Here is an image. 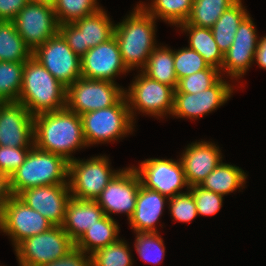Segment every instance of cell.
<instances>
[{"label": "cell", "mask_w": 266, "mask_h": 266, "mask_svg": "<svg viewBox=\"0 0 266 266\" xmlns=\"http://www.w3.org/2000/svg\"><path fill=\"white\" fill-rule=\"evenodd\" d=\"M69 162L62 156L45 152L33 146L25 161L10 177L12 195L38 186L69 184L66 181Z\"/></svg>", "instance_id": "cell-4"}, {"label": "cell", "mask_w": 266, "mask_h": 266, "mask_svg": "<svg viewBox=\"0 0 266 266\" xmlns=\"http://www.w3.org/2000/svg\"><path fill=\"white\" fill-rule=\"evenodd\" d=\"M155 20L139 4L131 15L115 25L114 36L123 62L129 70L139 66L143 69L156 48Z\"/></svg>", "instance_id": "cell-3"}, {"label": "cell", "mask_w": 266, "mask_h": 266, "mask_svg": "<svg viewBox=\"0 0 266 266\" xmlns=\"http://www.w3.org/2000/svg\"><path fill=\"white\" fill-rule=\"evenodd\" d=\"M114 31L115 25L103 9L72 23L59 25V33L72 51L80 57L91 48L112 38Z\"/></svg>", "instance_id": "cell-9"}, {"label": "cell", "mask_w": 266, "mask_h": 266, "mask_svg": "<svg viewBox=\"0 0 266 266\" xmlns=\"http://www.w3.org/2000/svg\"><path fill=\"white\" fill-rule=\"evenodd\" d=\"M219 147L210 142H194L188 145L180 158L188 187L201 182L222 161Z\"/></svg>", "instance_id": "cell-21"}, {"label": "cell", "mask_w": 266, "mask_h": 266, "mask_svg": "<svg viewBox=\"0 0 266 266\" xmlns=\"http://www.w3.org/2000/svg\"><path fill=\"white\" fill-rule=\"evenodd\" d=\"M32 2H40V3H48V4H53L55 0H30Z\"/></svg>", "instance_id": "cell-45"}, {"label": "cell", "mask_w": 266, "mask_h": 266, "mask_svg": "<svg viewBox=\"0 0 266 266\" xmlns=\"http://www.w3.org/2000/svg\"><path fill=\"white\" fill-rule=\"evenodd\" d=\"M91 266H131L132 259L127 244L121 239L94 251Z\"/></svg>", "instance_id": "cell-34"}, {"label": "cell", "mask_w": 266, "mask_h": 266, "mask_svg": "<svg viewBox=\"0 0 266 266\" xmlns=\"http://www.w3.org/2000/svg\"><path fill=\"white\" fill-rule=\"evenodd\" d=\"M105 216L95 200L70 198L65 209L64 222L61 225L67 235L76 242L82 234Z\"/></svg>", "instance_id": "cell-22"}, {"label": "cell", "mask_w": 266, "mask_h": 266, "mask_svg": "<svg viewBox=\"0 0 266 266\" xmlns=\"http://www.w3.org/2000/svg\"><path fill=\"white\" fill-rule=\"evenodd\" d=\"M238 0H194L185 23L211 28L219 17Z\"/></svg>", "instance_id": "cell-30"}, {"label": "cell", "mask_w": 266, "mask_h": 266, "mask_svg": "<svg viewBox=\"0 0 266 266\" xmlns=\"http://www.w3.org/2000/svg\"><path fill=\"white\" fill-rule=\"evenodd\" d=\"M245 174L239 167L221 161L199 186L224 196L245 184Z\"/></svg>", "instance_id": "cell-27"}, {"label": "cell", "mask_w": 266, "mask_h": 266, "mask_svg": "<svg viewBox=\"0 0 266 266\" xmlns=\"http://www.w3.org/2000/svg\"><path fill=\"white\" fill-rule=\"evenodd\" d=\"M220 78L210 88L196 94L174 93L172 115L198 118L223 105L231 96L233 87Z\"/></svg>", "instance_id": "cell-19"}, {"label": "cell", "mask_w": 266, "mask_h": 266, "mask_svg": "<svg viewBox=\"0 0 266 266\" xmlns=\"http://www.w3.org/2000/svg\"><path fill=\"white\" fill-rule=\"evenodd\" d=\"M166 196L140 184L136 206L129 224L135 233L157 232L155 223L162 214Z\"/></svg>", "instance_id": "cell-23"}, {"label": "cell", "mask_w": 266, "mask_h": 266, "mask_svg": "<svg viewBox=\"0 0 266 266\" xmlns=\"http://www.w3.org/2000/svg\"><path fill=\"white\" fill-rule=\"evenodd\" d=\"M32 51L17 32L13 21L0 22V61L26 62Z\"/></svg>", "instance_id": "cell-29"}, {"label": "cell", "mask_w": 266, "mask_h": 266, "mask_svg": "<svg viewBox=\"0 0 266 266\" xmlns=\"http://www.w3.org/2000/svg\"><path fill=\"white\" fill-rule=\"evenodd\" d=\"M150 79L177 88L178 79L174 68V51L167 47L155 48L150 54L147 65L140 70Z\"/></svg>", "instance_id": "cell-28"}, {"label": "cell", "mask_w": 266, "mask_h": 266, "mask_svg": "<svg viewBox=\"0 0 266 266\" xmlns=\"http://www.w3.org/2000/svg\"><path fill=\"white\" fill-rule=\"evenodd\" d=\"M31 148L0 146V172L10 178L25 161Z\"/></svg>", "instance_id": "cell-40"}, {"label": "cell", "mask_w": 266, "mask_h": 266, "mask_svg": "<svg viewBox=\"0 0 266 266\" xmlns=\"http://www.w3.org/2000/svg\"><path fill=\"white\" fill-rule=\"evenodd\" d=\"M30 0H0V20L13 21Z\"/></svg>", "instance_id": "cell-42"}, {"label": "cell", "mask_w": 266, "mask_h": 266, "mask_svg": "<svg viewBox=\"0 0 266 266\" xmlns=\"http://www.w3.org/2000/svg\"><path fill=\"white\" fill-rule=\"evenodd\" d=\"M53 226L38 211L14 195L0 213V230L12 238L15 247L24 239L46 232Z\"/></svg>", "instance_id": "cell-13"}, {"label": "cell", "mask_w": 266, "mask_h": 266, "mask_svg": "<svg viewBox=\"0 0 266 266\" xmlns=\"http://www.w3.org/2000/svg\"><path fill=\"white\" fill-rule=\"evenodd\" d=\"M179 26L190 34L189 48L198 52L210 67L221 71L224 55L215 42L211 28L199 27L189 23H182Z\"/></svg>", "instance_id": "cell-24"}, {"label": "cell", "mask_w": 266, "mask_h": 266, "mask_svg": "<svg viewBox=\"0 0 266 266\" xmlns=\"http://www.w3.org/2000/svg\"><path fill=\"white\" fill-rule=\"evenodd\" d=\"M208 67L204 58L189 47L174 51V68L178 81Z\"/></svg>", "instance_id": "cell-37"}, {"label": "cell", "mask_w": 266, "mask_h": 266, "mask_svg": "<svg viewBox=\"0 0 266 266\" xmlns=\"http://www.w3.org/2000/svg\"><path fill=\"white\" fill-rule=\"evenodd\" d=\"M252 18L249 14L239 24L232 45L224 54L221 67L236 79L242 77L254 61L258 39Z\"/></svg>", "instance_id": "cell-20"}, {"label": "cell", "mask_w": 266, "mask_h": 266, "mask_svg": "<svg viewBox=\"0 0 266 266\" xmlns=\"http://www.w3.org/2000/svg\"><path fill=\"white\" fill-rule=\"evenodd\" d=\"M106 80L80 77L67 87L66 108L79 116L115 105L125 90Z\"/></svg>", "instance_id": "cell-7"}, {"label": "cell", "mask_w": 266, "mask_h": 266, "mask_svg": "<svg viewBox=\"0 0 266 266\" xmlns=\"http://www.w3.org/2000/svg\"><path fill=\"white\" fill-rule=\"evenodd\" d=\"M84 253L74 247L65 256L42 266H91L90 256L87 257Z\"/></svg>", "instance_id": "cell-41"}, {"label": "cell", "mask_w": 266, "mask_h": 266, "mask_svg": "<svg viewBox=\"0 0 266 266\" xmlns=\"http://www.w3.org/2000/svg\"><path fill=\"white\" fill-rule=\"evenodd\" d=\"M32 57L66 87L82 77L81 57L72 51L59 32L36 48Z\"/></svg>", "instance_id": "cell-11"}, {"label": "cell", "mask_w": 266, "mask_h": 266, "mask_svg": "<svg viewBox=\"0 0 266 266\" xmlns=\"http://www.w3.org/2000/svg\"><path fill=\"white\" fill-rule=\"evenodd\" d=\"M0 146H34L33 115L22 103L0 102Z\"/></svg>", "instance_id": "cell-16"}, {"label": "cell", "mask_w": 266, "mask_h": 266, "mask_svg": "<svg viewBox=\"0 0 266 266\" xmlns=\"http://www.w3.org/2000/svg\"><path fill=\"white\" fill-rule=\"evenodd\" d=\"M135 241L136 251L143 260L153 264L162 261L165 247L157 232H139Z\"/></svg>", "instance_id": "cell-36"}, {"label": "cell", "mask_w": 266, "mask_h": 266, "mask_svg": "<svg viewBox=\"0 0 266 266\" xmlns=\"http://www.w3.org/2000/svg\"><path fill=\"white\" fill-rule=\"evenodd\" d=\"M67 87L32 56L25 62L18 98L34 116L66 108Z\"/></svg>", "instance_id": "cell-2"}, {"label": "cell", "mask_w": 266, "mask_h": 266, "mask_svg": "<svg viewBox=\"0 0 266 266\" xmlns=\"http://www.w3.org/2000/svg\"><path fill=\"white\" fill-rule=\"evenodd\" d=\"M34 146L42 151L58 154L68 162L71 152L87 146L81 117L67 108L33 116Z\"/></svg>", "instance_id": "cell-1"}, {"label": "cell", "mask_w": 266, "mask_h": 266, "mask_svg": "<svg viewBox=\"0 0 266 266\" xmlns=\"http://www.w3.org/2000/svg\"><path fill=\"white\" fill-rule=\"evenodd\" d=\"M13 22L32 52L59 32L55 11L48 3L29 1Z\"/></svg>", "instance_id": "cell-10"}, {"label": "cell", "mask_w": 266, "mask_h": 266, "mask_svg": "<svg viewBox=\"0 0 266 266\" xmlns=\"http://www.w3.org/2000/svg\"><path fill=\"white\" fill-rule=\"evenodd\" d=\"M108 159L103 156L87 161L73 159L69 161V187L72 198L96 200L102 190L119 172L111 170ZM71 177V178H70Z\"/></svg>", "instance_id": "cell-8"}, {"label": "cell", "mask_w": 266, "mask_h": 266, "mask_svg": "<svg viewBox=\"0 0 266 266\" xmlns=\"http://www.w3.org/2000/svg\"><path fill=\"white\" fill-rule=\"evenodd\" d=\"M17 197L54 226H61L71 194L69 184H55L28 188Z\"/></svg>", "instance_id": "cell-18"}, {"label": "cell", "mask_w": 266, "mask_h": 266, "mask_svg": "<svg viewBox=\"0 0 266 266\" xmlns=\"http://www.w3.org/2000/svg\"><path fill=\"white\" fill-rule=\"evenodd\" d=\"M193 2L194 0H153L150 7L142 3L140 5L155 19L160 17L172 25H181L188 19Z\"/></svg>", "instance_id": "cell-31"}, {"label": "cell", "mask_w": 266, "mask_h": 266, "mask_svg": "<svg viewBox=\"0 0 266 266\" xmlns=\"http://www.w3.org/2000/svg\"><path fill=\"white\" fill-rule=\"evenodd\" d=\"M12 196L10 178L6 174L0 172V213L4 205Z\"/></svg>", "instance_id": "cell-43"}, {"label": "cell", "mask_w": 266, "mask_h": 266, "mask_svg": "<svg viewBox=\"0 0 266 266\" xmlns=\"http://www.w3.org/2000/svg\"><path fill=\"white\" fill-rule=\"evenodd\" d=\"M80 117L87 146L117 140L130 133L134 126L125 95L111 107L84 113Z\"/></svg>", "instance_id": "cell-5"}, {"label": "cell", "mask_w": 266, "mask_h": 266, "mask_svg": "<svg viewBox=\"0 0 266 266\" xmlns=\"http://www.w3.org/2000/svg\"><path fill=\"white\" fill-rule=\"evenodd\" d=\"M248 15L241 0H238L219 17L211 27L215 42L224 55L233 43L239 24Z\"/></svg>", "instance_id": "cell-26"}, {"label": "cell", "mask_w": 266, "mask_h": 266, "mask_svg": "<svg viewBox=\"0 0 266 266\" xmlns=\"http://www.w3.org/2000/svg\"><path fill=\"white\" fill-rule=\"evenodd\" d=\"M221 71L208 67L205 70L198 71L192 75L186 76L178 81L174 93L196 94L213 86L220 78Z\"/></svg>", "instance_id": "cell-35"}, {"label": "cell", "mask_w": 266, "mask_h": 266, "mask_svg": "<svg viewBox=\"0 0 266 266\" xmlns=\"http://www.w3.org/2000/svg\"><path fill=\"white\" fill-rule=\"evenodd\" d=\"M188 189L194 197L198 215H214L222 207L223 195L206 190L199 185Z\"/></svg>", "instance_id": "cell-38"}, {"label": "cell", "mask_w": 266, "mask_h": 266, "mask_svg": "<svg viewBox=\"0 0 266 266\" xmlns=\"http://www.w3.org/2000/svg\"><path fill=\"white\" fill-rule=\"evenodd\" d=\"M140 184L134 167L119 170L95 201L108 217L111 213L125 212L129 220L135 210Z\"/></svg>", "instance_id": "cell-15"}, {"label": "cell", "mask_w": 266, "mask_h": 266, "mask_svg": "<svg viewBox=\"0 0 266 266\" xmlns=\"http://www.w3.org/2000/svg\"><path fill=\"white\" fill-rule=\"evenodd\" d=\"M134 170L142 186L157 191L168 199L181 194L182 187L189 188L181 160L146 159L141 162L139 169Z\"/></svg>", "instance_id": "cell-14"}, {"label": "cell", "mask_w": 266, "mask_h": 266, "mask_svg": "<svg viewBox=\"0 0 266 266\" xmlns=\"http://www.w3.org/2000/svg\"><path fill=\"white\" fill-rule=\"evenodd\" d=\"M119 226L112 217L105 215L89 227L75 242V247L90 255L118 240Z\"/></svg>", "instance_id": "cell-25"}, {"label": "cell", "mask_w": 266, "mask_h": 266, "mask_svg": "<svg viewBox=\"0 0 266 266\" xmlns=\"http://www.w3.org/2000/svg\"><path fill=\"white\" fill-rule=\"evenodd\" d=\"M124 95L128 102L132 120L134 119V108L155 117H161L167 113L172 114L174 89L171 86L150 79L143 72L135 78L129 91H125Z\"/></svg>", "instance_id": "cell-12"}, {"label": "cell", "mask_w": 266, "mask_h": 266, "mask_svg": "<svg viewBox=\"0 0 266 266\" xmlns=\"http://www.w3.org/2000/svg\"><path fill=\"white\" fill-rule=\"evenodd\" d=\"M25 62L0 61V102L18 101Z\"/></svg>", "instance_id": "cell-32"}, {"label": "cell", "mask_w": 266, "mask_h": 266, "mask_svg": "<svg viewBox=\"0 0 266 266\" xmlns=\"http://www.w3.org/2000/svg\"><path fill=\"white\" fill-rule=\"evenodd\" d=\"M52 6L59 25L72 23L101 9L96 0H55Z\"/></svg>", "instance_id": "cell-33"}, {"label": "cell", "mask_w": 266, "mask_h": 266, "mask_svg": "<svg viewBox=\"0 0 266 266\" xmlns=\"http://www.w3.org/2000/svg\"><path fill=\"white\" fill-rule=\"evenodd\" d=\"M75 242L62 226H53L46 232L28 237L16 247L20 266H42L65 256Z\"/></svg>", "instance_id": "cell-6"}, {"label": "cell", "mask_w": 266, "mask_h": 266, "mask_svg": "<svg viewBox=\"0 0 266 266\" xmlns=\"http://www.w3.org/2000/svg\"><path fill=\"white\" fill-rule=\"evenodd\" d=\"M170 213L179 222H191L197 215V208L192 193L177 194L169 198Z\"/></svg>", "instance_id": "cell-39"}, {"label": "cell", "mask_w": 266, "mask_h": 266, "mask_svg": "<svg viewBox=\"0 0 266 266\" xmlns=\"http://www.w3.org/2000/svg\"><path fill=\"white\" fill-rule=\"evenodd\" d=\"M255 59L261 68L266 69V36L259 40L258 47L254 54V60Z\"/></svg>", "instance_id": "cell-44"}, {"label": "cell", "mask_w": 266, "mask_h": 266, "mask_svg": "<svg viewBox=\"0 0 266 266\" xmlns=\"http://www.w3.org/2000/svg\"><path fill=\"white\" fill-rule=\"evenodd\" d=\"M128 71L115 36L81 57V76L86 79L114 82V76Z\"/></svg>", "instance_id": "cell-17"}]
</instances>
